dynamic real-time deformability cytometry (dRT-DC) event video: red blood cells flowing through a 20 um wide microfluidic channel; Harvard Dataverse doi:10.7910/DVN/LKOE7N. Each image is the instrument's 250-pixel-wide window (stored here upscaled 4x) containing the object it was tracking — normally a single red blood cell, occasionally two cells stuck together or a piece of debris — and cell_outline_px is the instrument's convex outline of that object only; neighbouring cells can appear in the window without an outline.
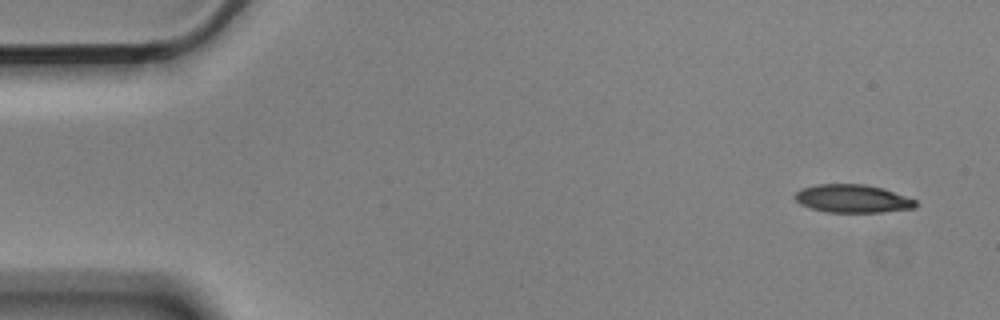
{"species": "Egyptian fruit bat (a non-hibernating species)", "species_latin": "Rousettus aegyptiacus", "temperature_condition": "cold", "stored_images_in_passage": 7, "camera_frame_rate_fps": 3000, "um_per_image_px": 0.085, "animal": {"sex": "male"}, "frame": {"image": 1, "passage_image": 1, "time_ms": 0.0, "image_size_px": [1000, 320], "cell_outline_px": [[920, 204], [916, 208], [884, 212], [824, 212], [800, 204], [792, 196], [800, 188], [816, 184], [864, 184], [884, 188], [916, 200]], "centroid_in_image_um": [72.48, 16.88], "position_along_channel_um": 12.5, "area_um2": 20.06}}
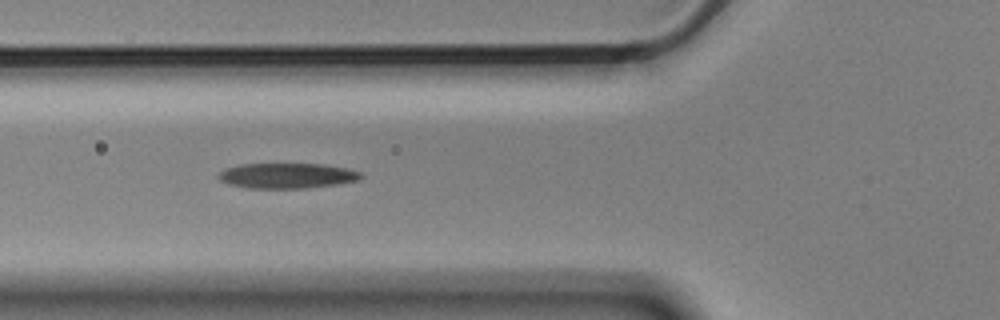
{"frame": {"image": 2, "passage_image": 6, "time_ms": 1.667, "image_size_px": [1000, 320], "cell_outline_px": [[364, 176], [356, 180], [336, 184], [304, 188], [248, 188], [228, 184], [220, 180], [216, 176], [224, 168], [240, 164], [324, 164], [348, 168], [360, 172]], "centroid_in_image_um": [24.36, 14.93], "position_along_channel_um": 101.4, "area_um2": 20.98}}
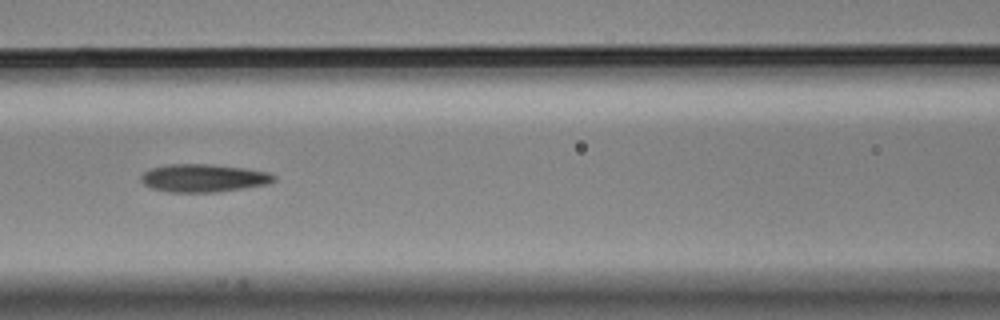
{"frame": {"image": 3, "passage_image": 7, "time_ms": 2.0, "image_size_px": [1000, 320], "cell_outline_px": [[276, 180], [268, 184], [244, 188], [216, 192], [168, 192], [152, 188], [144, 184], [140, 180], [140, 176], [144, 172], [152, 168], [164, 164], [212, 164], [244, 168], [268, 172], [276, 176]], "centroid_in_image_um": [17.29, 15.13], "position_along_channel_um": 149.3, "area_um2": 21.73}}